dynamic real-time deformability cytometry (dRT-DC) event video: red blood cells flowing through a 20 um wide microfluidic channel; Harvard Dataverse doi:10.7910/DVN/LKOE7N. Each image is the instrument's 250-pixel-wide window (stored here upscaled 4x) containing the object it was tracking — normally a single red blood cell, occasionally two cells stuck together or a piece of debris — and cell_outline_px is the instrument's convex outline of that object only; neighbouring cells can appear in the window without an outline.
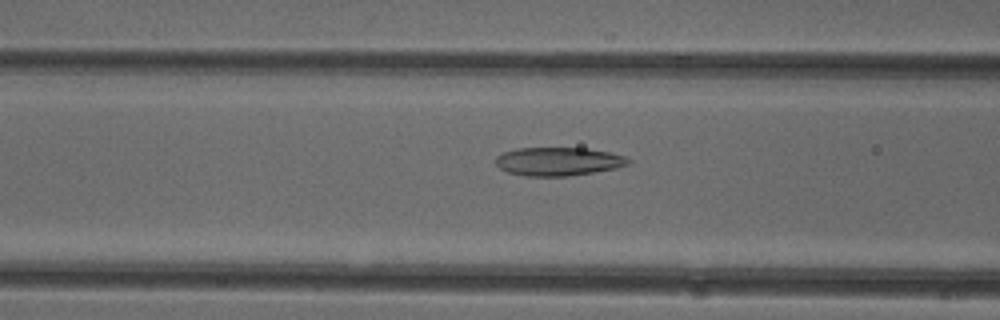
{"species": "common noctule bat (a hibernating species)", "species_latin": "Nyctalus noctula", "temperature_condition": "cold", "stored_images_in_passage": 40, "camera_frame_rate_fps": 3000, "um_per_image_px": 0.085, "animal": {"sex": "female"}, "frame": {"image": 1, "passage_image": 9, "time_ms": 2.667, "image_size_px": [1000, 320], "cell_outline_px": [[632, 160], [628, 164], [616, 168], [568, 176], [524, 176], [508, 172], [500, 168], [496, 164], [496, 156], [504, 152], [516, 148], [584, 148], [608, 152], [624, 156]], "centroid_in_image_um": [47.44, 13.72], "position_along_channel_um": 119.2, "area_um2": 21.85}}
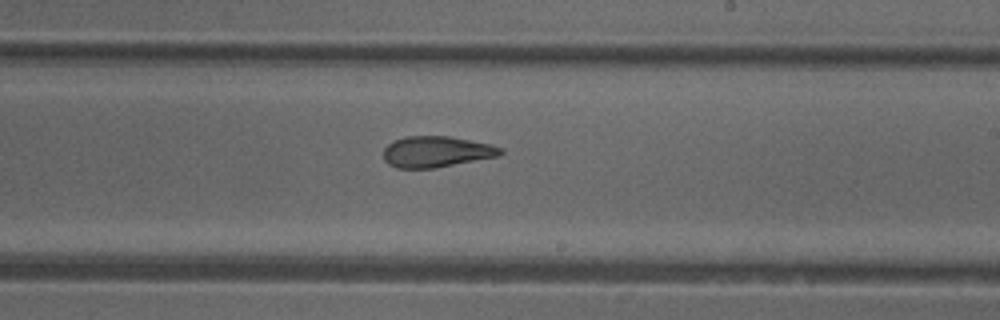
{"frame": {"image": 2, "passage_image": 19, "time_ms": 6.0, "image_size_px": [1000, 320], "cell_outline_px": [[504, 152], [500, 156], [436, 168], [396, 168], [388, 164], [384, 160], [384, 148], [392, 140], [408, 136], [448, 136], [488, 144], [500, 148]], "centroid_in_image_um": [37.06, 12.91], "position_along_channel_um": 251.9, "area_um2": 21.15}}
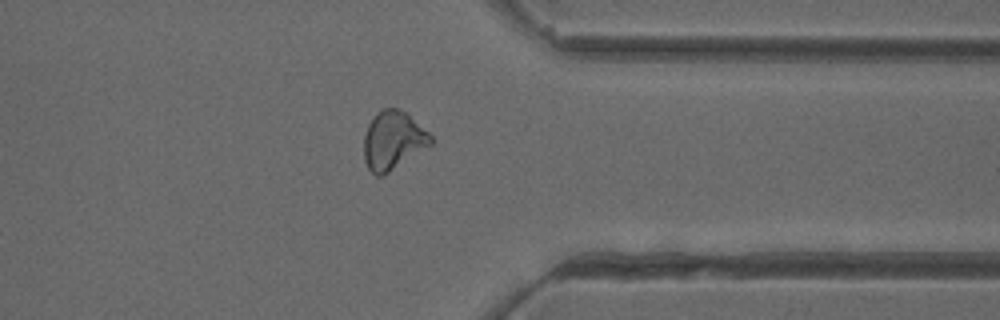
{"frame": {"image": 3, "passage_image": 29, "time_ms": 9.333, "image_size_px": [1000, 320], "cell_outline_px": [[432, 144], [388, 172], [380, 176], [376, 176], [368, 168], [364, 160], [364, 136], [368, 124], [376, 112], [380, 108], [396, 108], [404, 112], [428, 132], [432, 136]], "centroid_in_image_um": [33.37, 11.92], "position_along_channel_um": 378.0, "area_um2": 22.43}, "authors_computed_cell_mechanics": {"area_um2": 22.2819, "velocity_mm_per_s": 3.9912, "shape_relaxation_time_tau1_ms": null, "shape_relaxation_time_tau2_ms": 2.3577, "deformation_change_tau1": null, "deformation_change_tau2": 0.1053}}